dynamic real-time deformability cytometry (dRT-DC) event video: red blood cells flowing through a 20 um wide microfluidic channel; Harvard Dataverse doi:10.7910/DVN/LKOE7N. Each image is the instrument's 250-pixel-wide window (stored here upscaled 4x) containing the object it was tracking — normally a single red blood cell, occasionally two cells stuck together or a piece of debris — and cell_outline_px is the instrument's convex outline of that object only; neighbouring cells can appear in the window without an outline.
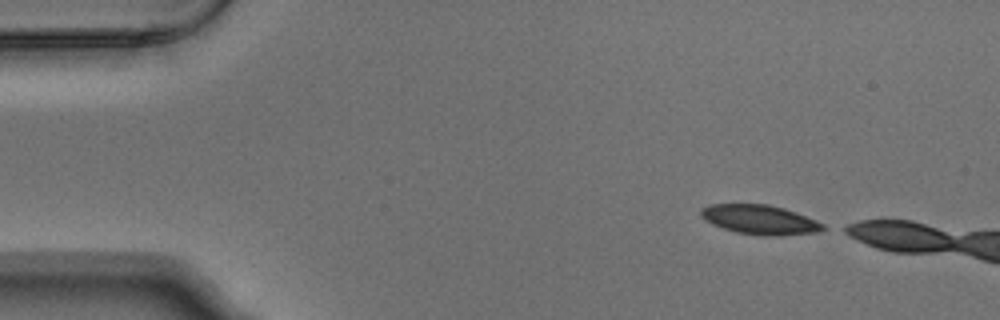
{"species": "Egyptian fruit bat (a non-hibernating species)", "species_latin": "Rousettus aegyptiacus", "temperature_condition": "warm", "stored_images_in_passage": 3, "camera_frame_rate_fps": 3000, "um_per_image_px": 0.085, "animal": {"sex": "male"}, "frame": {"image": 1, "passage_image": 1, "time_ms": 0.0, "image_size_px": [1000, 320], "cell_outline_px": [[824, 228], [816, 232], [780, 236], [764, 236], [736, 232], [712, 224], [704, 220], [700, 216], [700, 208], [712, 204], [768, 204], [784, 208], [796, 212], [816, 220], [824, 224]], "centroid_in_image_um": [64.56, 18.67], "position_along_channel_um": 20.4, "area_um2": 20.98}}